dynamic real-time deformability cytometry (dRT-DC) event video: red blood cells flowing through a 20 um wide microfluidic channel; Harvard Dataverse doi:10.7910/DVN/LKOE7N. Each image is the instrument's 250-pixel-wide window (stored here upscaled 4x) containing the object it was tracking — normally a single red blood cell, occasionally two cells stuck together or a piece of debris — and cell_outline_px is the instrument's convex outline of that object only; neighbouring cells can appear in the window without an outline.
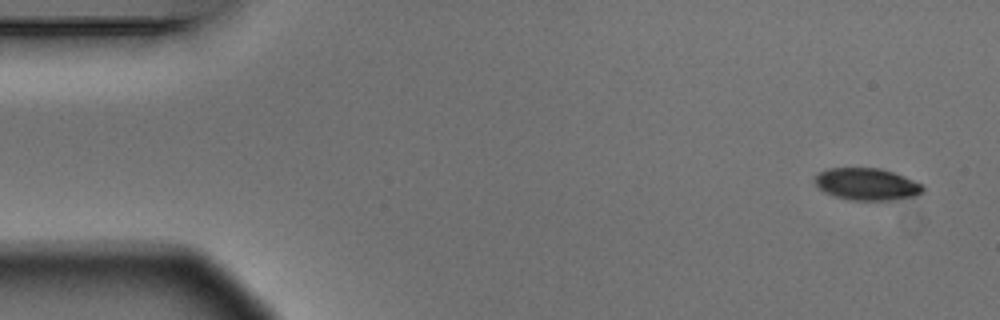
{"species": "Egyptian fruit bat (a non-hibernating species)", "species_latin": "Rousettus aegyptiacus", "temperature_condition": "warm", "stored_images_in_passage": 6, "camera_frame_rate_fps": 3000, "um_per_image_px": 0.085, "animal": {"sex": "male"}, "frame": {"image": 1, "passage_image": 1, "time_ms": 0.0, "image_size_px": [1000, 320], "cell_outline_px": [[924, 192], [916, 196], [896, 200], [848, 200], [832, 196], [824, 192], [812, 180], [816, 172], [828, 168], [880, 168], [904, 176], [920, 184], [924, 188]], "centroid_in_image_um": [73.63, 15.66], "position_along_channel_um": 11.4, "area_um2": 20.46}}
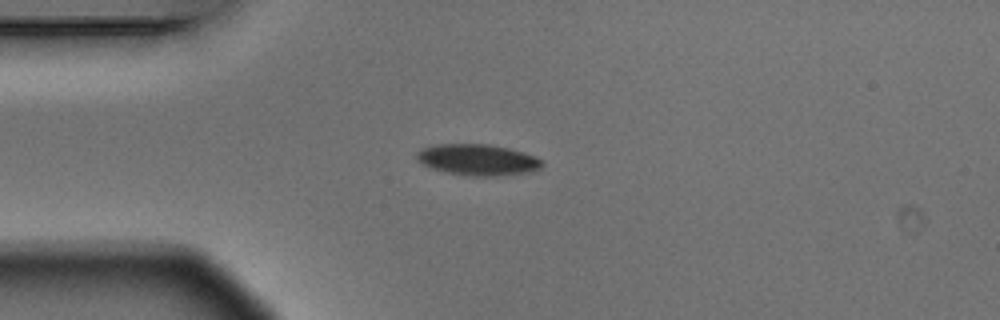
{"frame": {"image": 2, "passage_image": 4, "time_ms": 1.0, "image_size_px": [1000, 320], "cell_outline_px": [[544, 164], [540, 168], [532, 172], [496, 176], [472, 176], [448, 172], [432, 168], [416, 160], [416, 152], [424, 148], [436, 144], [488, 144], [508, 148], [524, 152], [536, 156], [544, 160]], "centroid_in_image_um": [40.66, 13.58], "position_along_channel_um": 44.3, "area_um2": 22.83}}
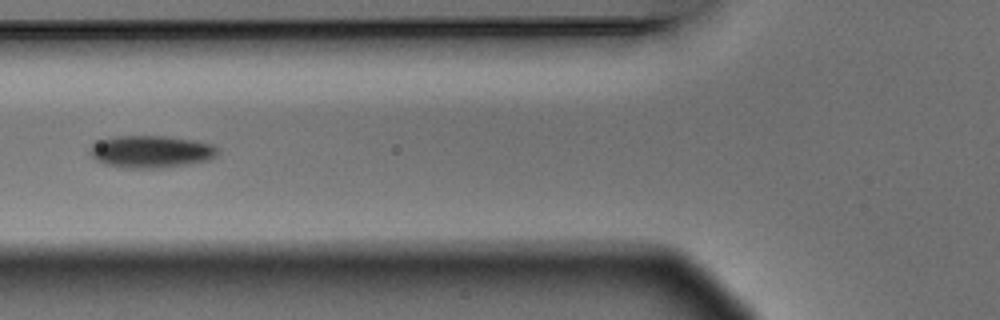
{"frame": {"image": 3, "passage_image": 6, "time_ms": 1.667, "image_size_px": [1000, 320], "cell_outline_px": [[220, 152], [216, 156], [208, 160], [188, 164], [160, 168], [120, 168], [104, 164], [96, 160], [88, 152], [92, 144], [96, 140], [116, 136], [168, 136], [196, 140], [212, 144], [220, 148]], "centroid_in_image_um": [12.84, 12.88], "position_along_channel_um": 113.0, "area_um2": 24.51}}